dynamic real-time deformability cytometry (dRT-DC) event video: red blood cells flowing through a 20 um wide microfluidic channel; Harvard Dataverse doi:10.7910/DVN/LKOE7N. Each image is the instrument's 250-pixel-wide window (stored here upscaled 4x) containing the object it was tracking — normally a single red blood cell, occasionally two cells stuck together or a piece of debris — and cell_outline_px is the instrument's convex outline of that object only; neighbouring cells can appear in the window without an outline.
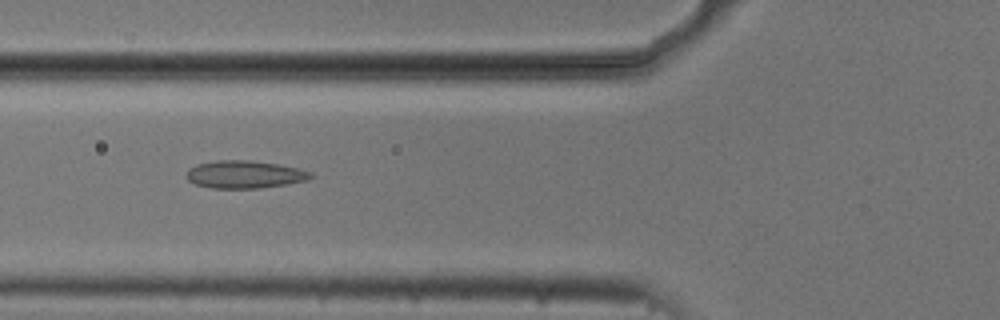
{"species": "common noctule bat (a hibernating species)", "species_latin": "Nyctalus noctula", "temperature_condition": "cold", "stored_images_in_passage": 52, "camera_frame_rate_fps": 3000, "um_per_image_px": 0.085, "animal": {"sex": "male", "body_mass_g": 20.5, "forearm_length_mm": 52.5}, "frame": {"image": 1, "passage_image": 18, "time_ms": 5.667, "image_size_px": [1000, 320], "cell_outline_px": [[312, 176], [308, 180], [288, 184], [260, 188], [212, 188], [196, 184], [188, 180], [184, 176], [188, 168], [196, 164], [216, 160], [252, 160], [280, 164], [300, 168], [312, 172]], "centroid_in_image_um": [20.79, 14.82], "position_along_channel_um": 105.0, "area_um2": 20.35}}
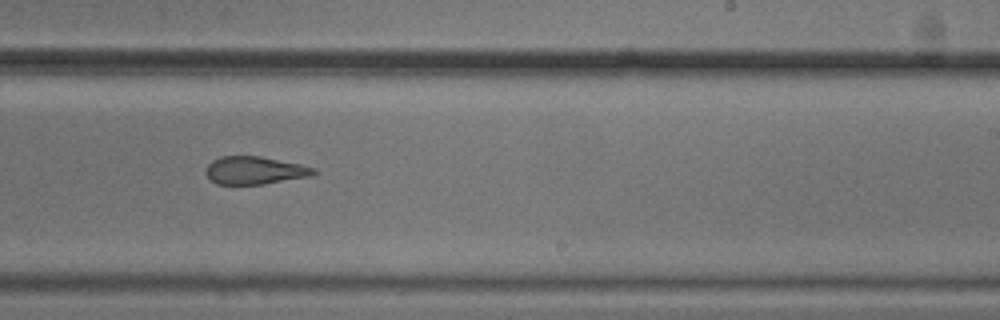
{"frame": {"image": 2, "passage_image": 31, "time_ms": 10.0, "image_size_px": [1000, 320], "cell_outline_px": [[316, 172], [312, 176], [264, 184], [216, 184], [204, 172], [208, 164], [212, 160], [220, 156], [260, 156], [300, 164], [316, 168]], "centroid_in_image_um": [21.65, 14.48], "position_along_channel_um": 267.3, "area_um2": 17.51}}
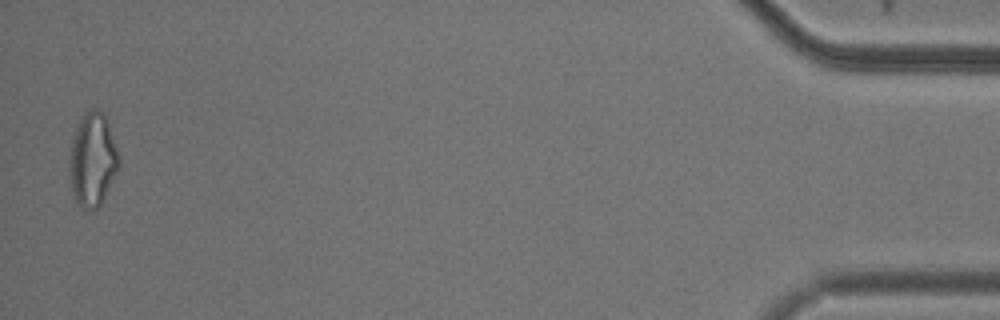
{"frame": {"image": 3, "passage_image": 51, "time_ms": 16.667, "image_size_px": [1000, 320], "cell_outline_px": [[120, 168], [100, 204], [92, 212], [84, 208], [76, 200], [72, 188], [68, 168], [72, 140], [76, 128], [84, 112], [92, 108], [96, 108], [104, 112], [108, 120], [120, 156]], "centroid_in_image_um": [7.9, 13.53], "position_along_channel_um": 427.3, "area_um2": 27.17}, "authors_computed_cell_mechanics": {"area_um2": 20.519, "velocity_mm_per_s": 3.7381, "shape_relaxation_time_tau1_ms": null, "shape_relaxation_time_tau2_ms": 2.3139, "deformation_change_tau1": null, "deformation_change_tau2": 0.1043}}